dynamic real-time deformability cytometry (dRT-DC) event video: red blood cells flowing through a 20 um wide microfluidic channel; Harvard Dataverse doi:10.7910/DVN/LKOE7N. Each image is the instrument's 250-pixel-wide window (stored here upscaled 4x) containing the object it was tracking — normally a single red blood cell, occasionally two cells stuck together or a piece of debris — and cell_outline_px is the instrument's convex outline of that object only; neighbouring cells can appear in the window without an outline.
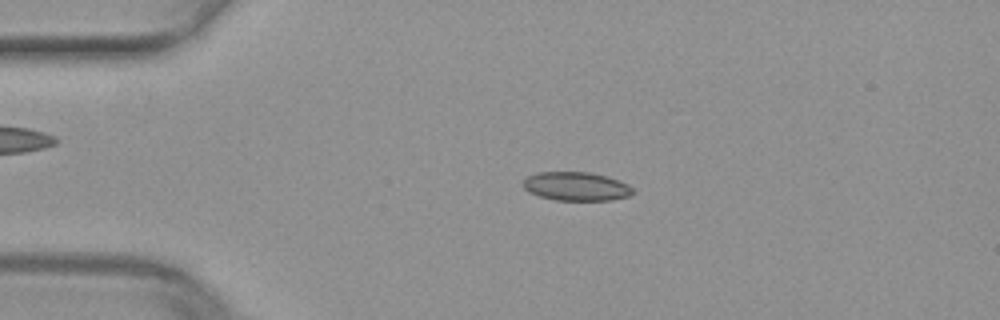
{"species": "common noctule bat (a hibernating species)", "species_latin": "Nyctalus noctula", "temperature_condition": "warm", "stored_images_in_passage": 51, "camera_frame_rate_fps": 3000, "um_per_image_px": 0.085, "animal": {"sex": "female", "body_mass_g": 29.2, "forearm_length_mm": 56.3}, "frame": {"image": 1, "passage_image": 12, "time_ms": 3.667, "image_size_px": [1000, 320], "cell_outline_px": [[636, 192], [628, 196], [612, 200], [556, 200], [540, 196], [528, 192], [524, 188], [524, 176], [540, 172], [592, 172], [608, 176], [620, 180], [628, 184]], "centroid_in_image_um": [49.0, 15.83], "position_along_channel_um": 36.0, "area_um2": 18.55}}
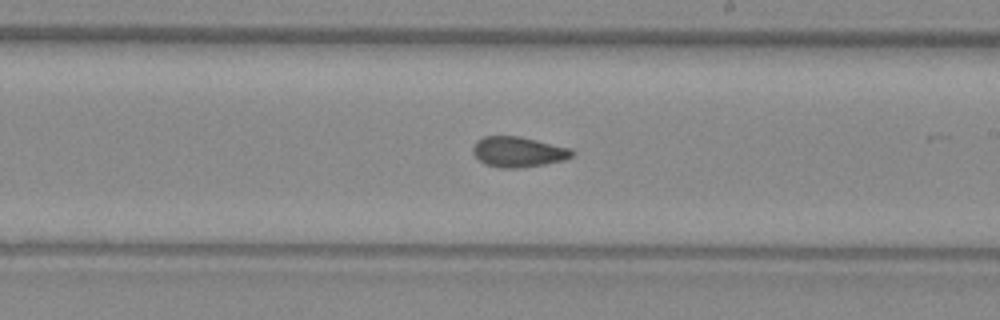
{"frame": {"image": 2, "passage_image": 30, "time_ms": 9.667, "image_size_px": [1000, 320], "cell_outline_px": [[576, 152], [572, 156], [564, 160], [544, 164], [520, 168], [500, 168], [484, 164], [472, 152], [472, 148], [476, 140], [484, 136], [520, 136], [572, 148]], "centroid_in_image_um": [44.06, 12.9], "position_along_channel_um": 244.9, "area_um2": 17.74}}
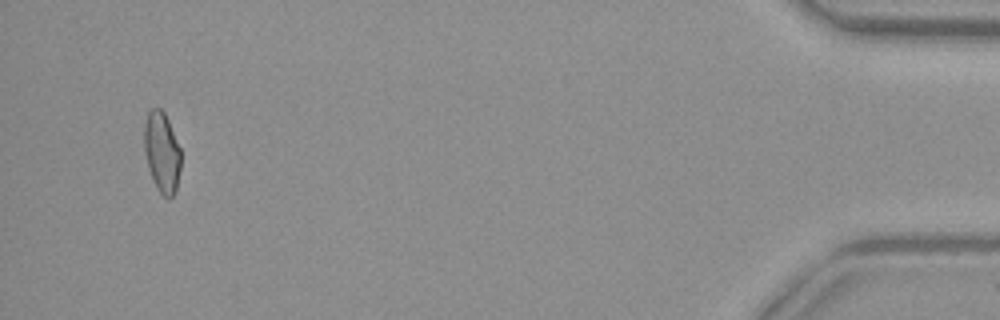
{"frame": {"image": 3, "passage_image": 49, "time_ms": 16.0, "image_size_px": [1000, 320], "cell_outline_px": [[180, 168], [176, 192], [168, 200], [156, 188], [152, 180], [148, 168], [144, 152], [144, 124], [148, 112], [152, 108], [160, 108], [164, 112], [168, 120], [180, 148]], "centroid_in_image_um": [13.75, 12.96], "position_along_channel_um": 421.5, "area_um2": 17.34}}